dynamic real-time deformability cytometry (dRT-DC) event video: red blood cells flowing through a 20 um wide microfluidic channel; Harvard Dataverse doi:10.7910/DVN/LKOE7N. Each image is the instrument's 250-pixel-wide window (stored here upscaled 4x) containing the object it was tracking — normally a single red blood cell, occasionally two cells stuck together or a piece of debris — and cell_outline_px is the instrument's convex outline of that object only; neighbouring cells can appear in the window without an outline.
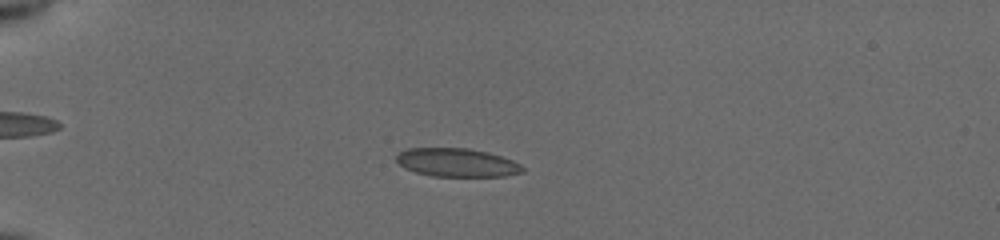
{"species": "common noctule bat (a hibernating species)", "species_latin": "Nyctalus noctula", "temperature_condition": "cold", "stored_images_in_passage": 42, "camera_frame_rate_fps": 3000, "um_per_image_px": 0.085, "animal": {"sex": "female", "body_mass_g": 19.5, "forearm_length_mm": 54.1}, "frame": {"image": 1, "passage_image": 4, "time_ms": 1.0, "image_size_px": [1000, 240], "cell_outline_px": [[524, 172], [504, 176], [432, 176], [416, 172], [404, 168], [396, 160], [396, 156], [400, 152], [408, 148], [468, 148], [488, 152], [512, 160], [520, 164], [524, 168]], "centroid_in_image_um": [38.84, 13.81], "position_along_channel_um": 46.2, "area_um2": 20.87}}
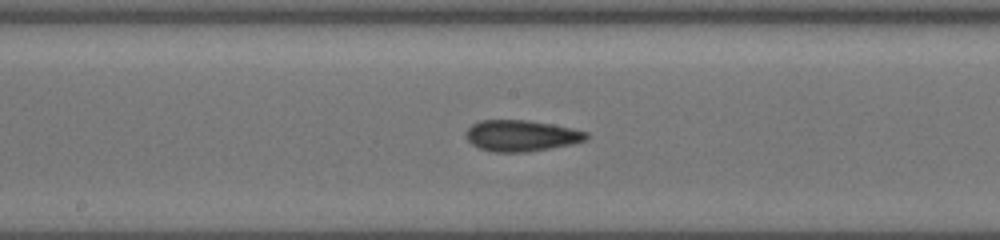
{"frame": {"image": 2, "passage_image": 19, "time_ms": 6.0, "image_size_px": [1000, 240], "cell_outline_px": [[588, 140], [572, 144], [552, 148], [528, 152], [492, 152], [480, 148], [472, 144], [464, 136], [464, 132], [472, 124], [480, 120], [528, 120], [552, 124], [572, 128], [588, 132]], "centroid_in_image_um": [44.31, 11.53], "position_along_channel_um": 203.9, "area_um2": 22.14}}
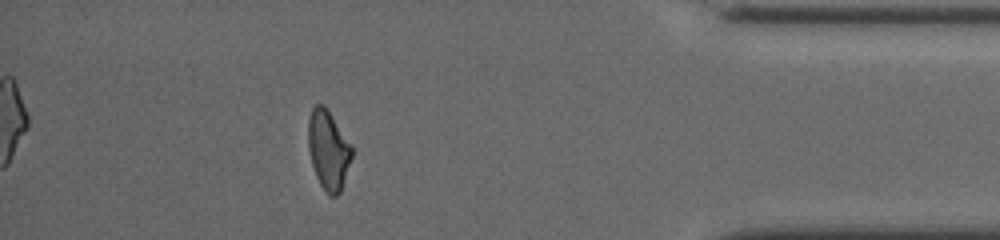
{"frame": {"image": 3, "passage_image": 37, "time_ms": 12.0, "image_size_px": [1000, 240], "cell_outline_px": [[352, 156], [340, 192], [336, 196], [328, 196], [320, 184], [316, 176], [312, 164], [308, 148], [308, 120], [312, 108], [316, 104], [324, 104], [328, 108], [352, 144]], "centroid_in_image_um": [27.91, 12.71], "position_along_channel_um": 407.3, "area_um2": 20.35}, "authors_computed_cell_mechanics": {"area_um2": 21.0103, "velocity_mm_per_s": 3.9343, "shape_relaxation_time_tau1_ms": 10.6481, "shape_relaxation_time_tau2_ms": 2.8441, "deformation_change_tau1": 0.1939, "deformation_change_tau2": 0.0949}}